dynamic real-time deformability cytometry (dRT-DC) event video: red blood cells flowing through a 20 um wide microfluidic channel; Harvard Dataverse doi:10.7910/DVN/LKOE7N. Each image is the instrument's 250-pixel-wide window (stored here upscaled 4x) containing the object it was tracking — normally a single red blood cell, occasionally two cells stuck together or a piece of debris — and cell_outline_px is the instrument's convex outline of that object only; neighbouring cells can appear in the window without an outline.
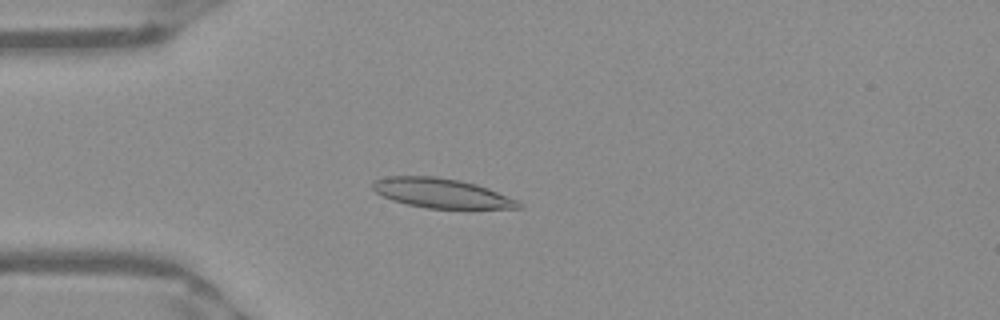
{"species": "Egyptian fruit bat (a non-hibernating species)", "species_latin": "Rousettus aegyptiacus", "temperature_condition": "warm", "stored_images_in_passage": 45, "camera_frame_rate_fps": 3000, "um_per_image_px": 0.085, "frame": {"image": 1, "passage_image": 13, "time_ms": 4.0, "image_size_px": [1000, 320], "cell_outline_px": [[524, 208], [428, 208], [408, 204], [392, 200], [376, 192], [372, 188], [372, 180], [388, 176], [436, 176], [460, 180], [476, 184], [488, 188], [516, 200], [524, 204]], "centroid_in_image_um": [37.51, 16.41], "position_along_channel_um": 47.5, "area_um2": 24.97}}
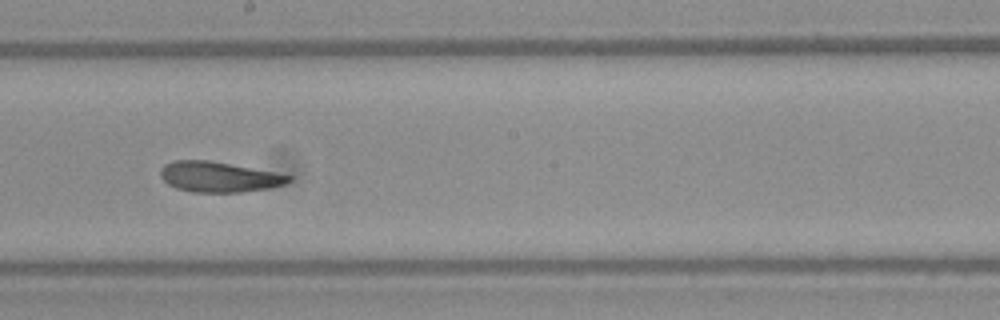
{"frame": {"image": 2, "passage_image": 28, "time_ms": 9.0, "image_size_px": [1000, 320], "cell_outline_px": [[292, 180], [284, 184], [268, 188], [240, 192], [192, 192], [176, 188], [168, 184], [160, 176], [160, 168], [164, 164], [172, 160], [208, 160], [276, 172], [292, 176]], "centroid_in_image_um": [18.58, 15.03], "position_along_channel_um": 229.6, "area_um2": 22.72}}
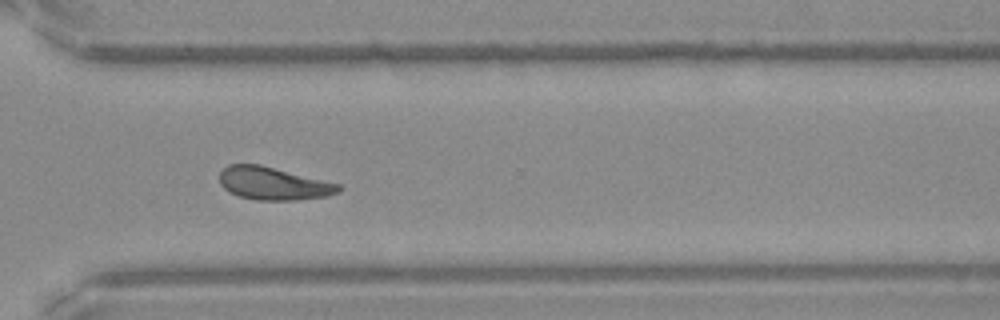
{"frame": {"image": 3, "passage_image": 37, "time_ms": 12.0, "image_size_px": [1000, 320], "cell_outline_px": [[344, 188], [340, 192], [328, 196], [296, 200], [256, 200], [240, 196], [224, 188], [220, 184], [220, 172], [228, 164], [260, 164], [340, 184]], "centroid_in_image_um": [23.27, 15.59], "position_along_channel_um": 347.3, "area_um2": 22.77}, "authors_computed_cell_mechanics": {"area_um2": 23.0044, "velocity_mm_per_s": 3.9305, "shape_relaxation_time_tau1_ms": null, "shape_relaxation_time_tau2_ms": 3.8197, "deformation_change_tau1": null, "deformation_change_tau2": 0.1048}}